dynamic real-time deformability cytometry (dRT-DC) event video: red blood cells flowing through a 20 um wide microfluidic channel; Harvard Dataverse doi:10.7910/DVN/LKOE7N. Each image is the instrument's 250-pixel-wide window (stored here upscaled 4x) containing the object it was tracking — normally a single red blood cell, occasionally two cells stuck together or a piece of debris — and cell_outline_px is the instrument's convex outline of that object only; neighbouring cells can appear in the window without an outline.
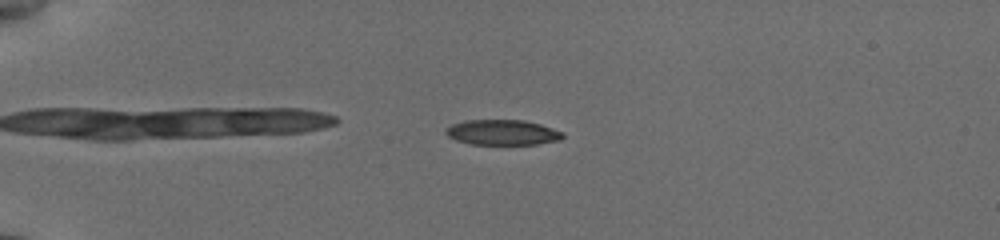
{"species": "common noctule bat (a hibernating species)", "species_latin": "Nyctalus noctula", "temperature_condition": "cold", "stored_images_in_passage": 52, "camera_frame_rate_fps": 3000, "um_per_image_px": 0.085, "animal": {"sex": "female", "body_mass_g": 19.5, "forearm_length_mm": 54.1}, "frame": {"image": 1, "passage_image": 12, "time_ms": 3.667, "image_size_px": [1000, 240], "cell_outline_px": [[564, 136], [560, 140], [536, 144], [468, 144], [456, 140], [448, 136], [444, 132], [444, 128], [452, 124], [464, 120], [524, 120], [540, 124], [564, 132]], "centroid_in_image_um": [42.68, 11.25], "position_along_channel_um": 42.3, "area_um2": 17.34}}
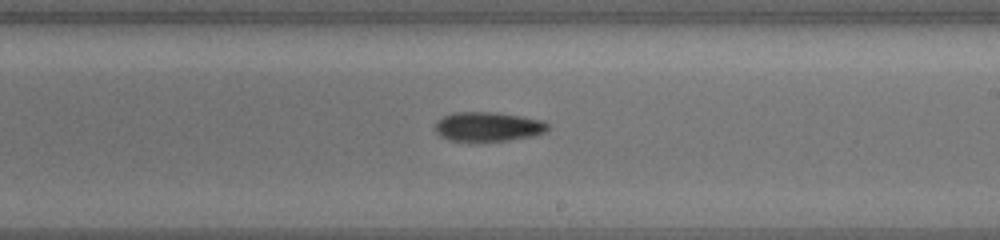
{"frame": {"image": 2, "passage_image": 32, "time_ms": 10.333, "image_size_px": [1000, 240], "cell_outline_px": [[548, 132], [536, 136], [484, 144], [468, 144], [448, 140], [440, 136], [436, 132], [436, 120], [444, 116], [456, 112], [496, 112], [544, 120], [548, 124]], "centroid_in_image_um": [41.49, 10.83], "position_along_channel_um": 247.5, "area_um2": 20.4}}
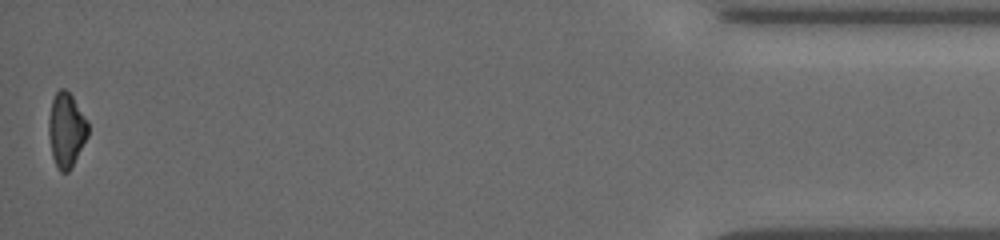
{"frame": {"image": 3, "passage_image": 52, "time_ms": 17.0, "image_size_px": [1000, 240], "cell_outline_px": [[88, 136], [68, 172], [60, 172], [52, 156], [48, 132], [48, 120], [52, 100], [56, 92], [60, 88], [64, 88], [72, 96], [88, 120]], "centroid_in_image_um": [5.63, 11.02], "position_along_channel_um": 429.6, "area_um2": 16.94}, "authors_computed_cell_mechanics": {"area_um2": 18.2359, "velocity_mm_per_s": 3.8407, "shape_relaxation_time_tau1_ms": 6.47, "shape_relaxation_time_tau2_ms": null, "deformation_change_tau1": 0.1732, "deformation_change_tau2": null}}